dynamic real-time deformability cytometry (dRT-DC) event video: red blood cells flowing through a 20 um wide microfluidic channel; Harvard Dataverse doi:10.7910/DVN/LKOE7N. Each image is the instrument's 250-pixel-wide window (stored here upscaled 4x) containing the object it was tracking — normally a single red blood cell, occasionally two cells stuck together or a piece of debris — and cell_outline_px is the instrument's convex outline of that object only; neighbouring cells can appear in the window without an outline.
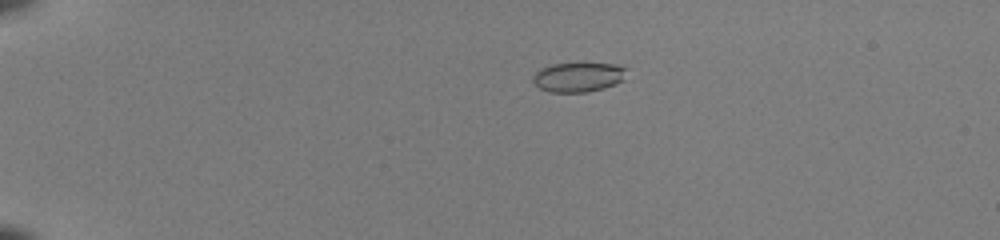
{"species": "common noctule bat (a hibernating species)", "species_latin": "Nyctalus noctula", "temperature_condition": "room temperature", "stored_images_in_passage": 47, "camera_frame_rate_fps": 3000, "um_per_image_px": 0.085, "animal": {"sex": "female", "body_mass_g": 22.0, "forearm_length_mm": 56.7}, "frame": {"image": 1, "passage_image": 8, "time_ms": 2.333, "image_size_px": [1000, 240], "cell_outline_px": [[628, 68], [624, 80], [616, 84], [604, 88], [588, 92], [548, 92], [540, 88], [532, 80], [532, 76], [540, 68], [552, 64], [580, 60], [616, 64]], "centroid_in_image_um": [49.2, 6.49], "position_along_channel_um": 35.8, "area_um2": 17.11}}
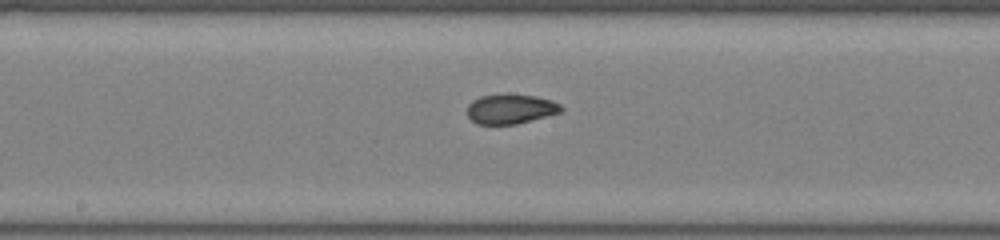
{"frame": {"image": 2, "passage_image": 26, "time_ms": 8.333, "image_size_px": [1000, 240], "cell_outline_px": [[564, 108], [560, 112], [516, 124], [476, 124], [468, 116], [468, 104], [472, 100], [480, 96], [536, 96], [552, 100], [560, 104]], "centroid_in_image_um": [43.4, 9.29], "position_along_channel_um": 204.8, "area_um2": 15.72}}
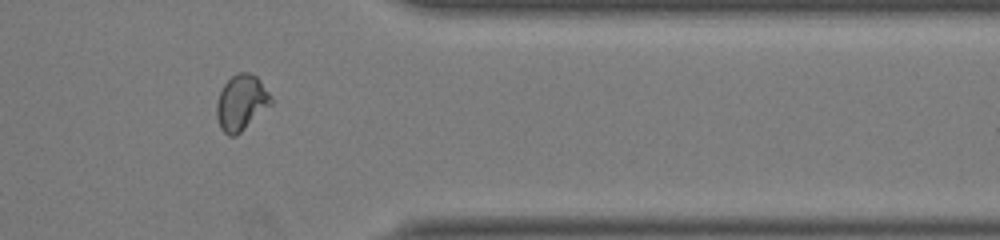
{"frame": {"image": 3, "passage_image": 40, "time_ms": 13.0, "image_size_px": [1000, 240], "cell_outline_px": [[272, 104], [236, 136], [228, 136], [220, 128], [216, 116], [216, 104], [220, 92], [224, 84], [236, 72], [248, 72], [256, 76], [260, 80], [272, 96]], "centroid_in_image_um": [20.51, 8.72], "position_along_channel_um": 390.9, "area_um2": 17.69}}